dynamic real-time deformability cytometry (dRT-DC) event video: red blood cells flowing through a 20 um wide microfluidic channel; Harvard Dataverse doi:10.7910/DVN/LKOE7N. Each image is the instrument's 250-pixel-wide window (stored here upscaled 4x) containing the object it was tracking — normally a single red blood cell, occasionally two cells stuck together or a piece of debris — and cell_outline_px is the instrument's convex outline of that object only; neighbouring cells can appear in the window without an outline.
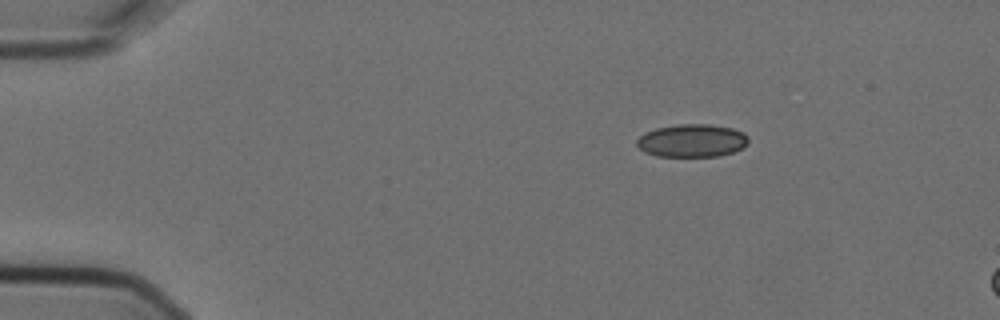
{"species": "Egyptian fruit bat (a non-hibernating species)", "species_latin": "Rousettus aegyptiacus", "temperature_condition": "cold", "stored_images_in_passage": 3, "camera_frame_rate_fps": 3000, "um_per_image_px": 0.085, "animal": {"sex": "female"}, "frame": {"image": 1, "passage_image": 1, "time_ms": 0.0, "image_size_px": [1000, 320], "cell_outline_px": [[748, 144], [744, 148], [720, 156], [656, 156], [644, 152], [636, 144], [636, 140], [644, 132], [656, 128], [676, 124], [708, 124], [732, 128], [744, 132], [748, 136]], "centroid_in_image_um": [58.83, 11.95], "position_along_channel_um": 26.2, "area_um2": 21.62}}